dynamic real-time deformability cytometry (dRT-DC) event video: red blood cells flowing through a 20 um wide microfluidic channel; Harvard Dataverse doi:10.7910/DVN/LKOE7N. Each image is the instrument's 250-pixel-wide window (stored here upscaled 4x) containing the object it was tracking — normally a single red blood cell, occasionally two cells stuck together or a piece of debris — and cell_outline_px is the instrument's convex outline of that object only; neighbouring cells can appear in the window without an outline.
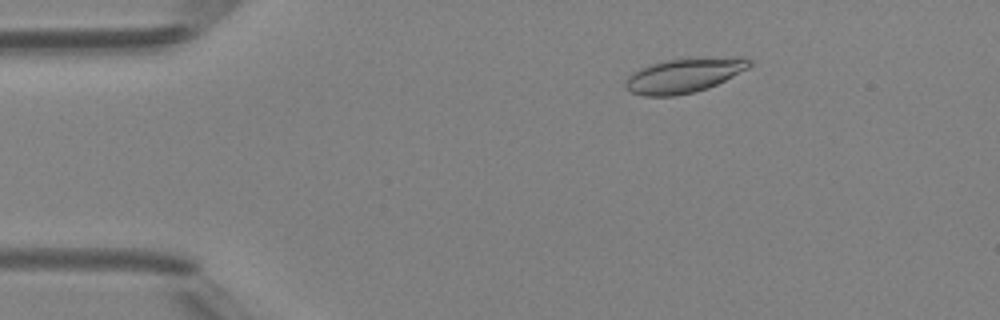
{"species": "Egyptian fruit bat (a non-hibernating species)", "species_latin": "Rousettus aegyptiacus", "temperature_condition": "room temperature", "stored_images_in_passage": 47, "camera_frame_rate_fps": 3000, "um_per_image_px": 0.085, "animal": {"sex": "female"}, "frame": {"image": 1, "passage_image": 7, "time_ms": 2.0, "image_size_px": [1000, 320], "cell_outline_px": [[752, 64], [748, 68], [708, 88], [696, 92], [672, 96], [644, 96], [628, 92], [624, 88], [624, 84], [628, 76], [632, 72], [640, 68], [652, 64], [668, 60], [740, 56], [744, 56], [752, 60]], "centroid_in_image_um": [58.12, 6.42], "position_along_channel_um": 26.9, "area_um2": 24.91}}
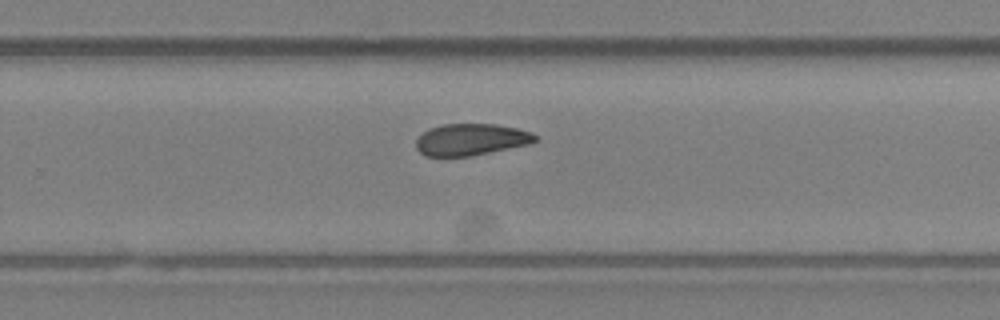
{"frame": {"image": 2, "passage_image": 30, "time_ms": 9.667, "image_size_px": [1000, 320], "cell_outline_px": [[536, 140], [528, 144], [468, 156], [424, 156], [416, 148], [416, 140], [428, 128], [444, 124], [496, 124], [516, 128], [532, 132], [536, 136]], "centroid_in_image_um": [40.0, 11.85], "position_along_channel_um": 289.8, "area_um2": 21.73}}
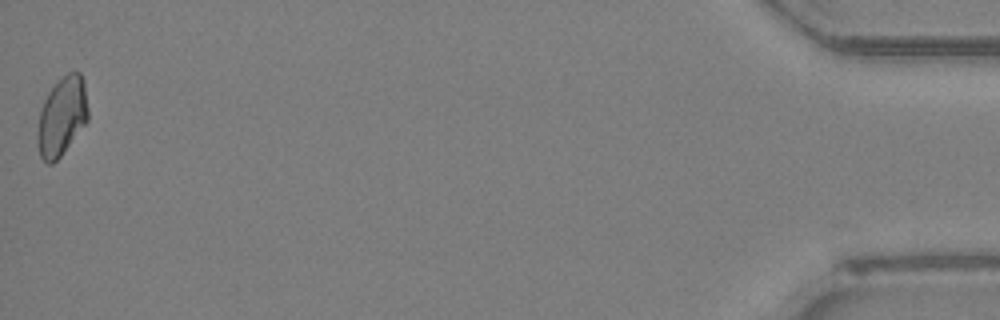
{"frame": {"image": 3, "passage_image": 47, "time_ms": 15.333, "image_size_px": [1000, 320], "cell_outline_px": [[88, 120], [60, 156], [52, 164], [48, 164], [40, 156], [36, 140], [36, 132], [40, 108], [48, 92], [68, 72], [80, 72], [84, 80], [88, 108]], "centroid_in_image_um": [5.24, 9.9], "position_along_channel_um": 430.0, "area_um2": 23.18}, "authors_computed_cell_mechanics": {"area_um2": 23.1778, "velocity_mm_per_s": 4.2917, "shape_relaxation_time_tau1_ms": null, "shape_relaxation_time_tau2_ms": 10.2619, "deformation_change_tau1": null, "deformation_change_tau2": 0.1641}}